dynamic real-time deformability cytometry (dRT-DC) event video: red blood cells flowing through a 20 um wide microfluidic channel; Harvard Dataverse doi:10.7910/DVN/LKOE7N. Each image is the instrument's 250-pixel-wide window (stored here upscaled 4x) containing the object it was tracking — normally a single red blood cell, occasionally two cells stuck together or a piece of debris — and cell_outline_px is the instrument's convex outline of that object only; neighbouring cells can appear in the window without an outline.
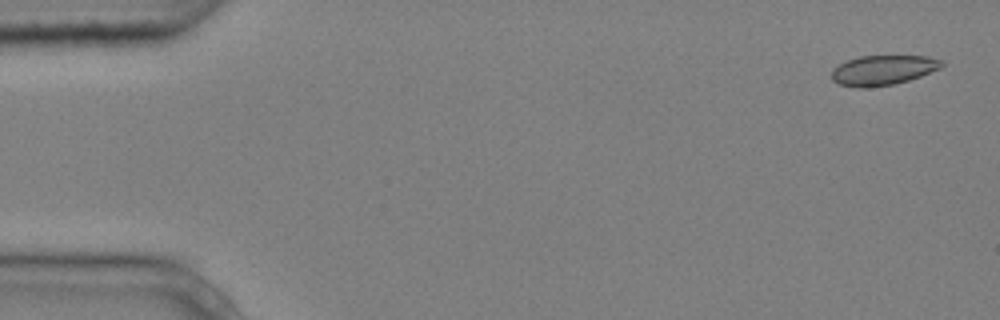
{"species": "common noctule bat (a hibernating species)", "species_latin": "Nyctalus noctula", "temperature_condition": "cold", "stored_images_in_passage": 5, "camera_frame_rate_fps": 3000, "um_per_image_px": 0.085, "animal": {"sex": "male", "body_mass_g": 20.4}, "frame": {"image": 1, "passage_image": 1, "time_ms": 0.0, "image_size_px": [1000, 320], "cell_outline_px": [[944, 64], [940, 68], [920, 76], [908, 80], [892, 84], [860, 88], [856, 88], [840, 84], [832, 80], [832, 68], [848, 60], [860, 56], [928, 56], [944, 60]], "centroid_in_image_um": [75.06, 5.95], "position_along_channel_um": 9.9, "area_um2": 19.02}}
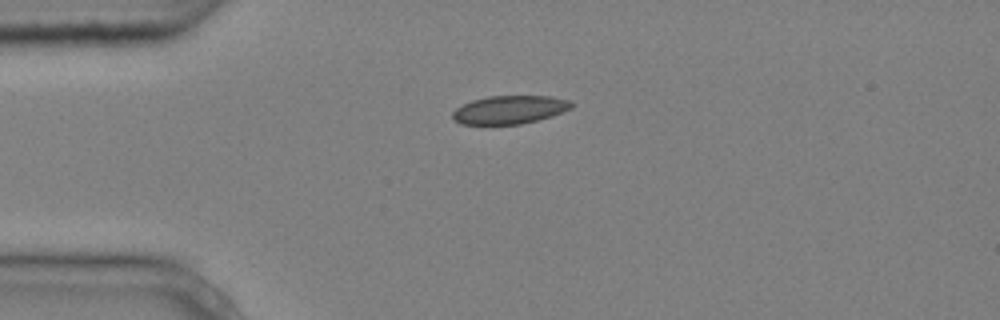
{"frame": {"image": 2, "passage_image": 4, "time_ms": 1.0, "image_size_px": [1000, 320], "cell_outline_px": [[576, 104], [572, 108], [552, 116], [520, 124], [460, 124], [452, 116], [452, 112], [456, 108], [472, 100], [488, 96], [548, 96], [568, 100]], "centroid_in_image_um": [43.33, 9.32], "position_along_channel_um": 41.7, "area_um2": 19.48}}